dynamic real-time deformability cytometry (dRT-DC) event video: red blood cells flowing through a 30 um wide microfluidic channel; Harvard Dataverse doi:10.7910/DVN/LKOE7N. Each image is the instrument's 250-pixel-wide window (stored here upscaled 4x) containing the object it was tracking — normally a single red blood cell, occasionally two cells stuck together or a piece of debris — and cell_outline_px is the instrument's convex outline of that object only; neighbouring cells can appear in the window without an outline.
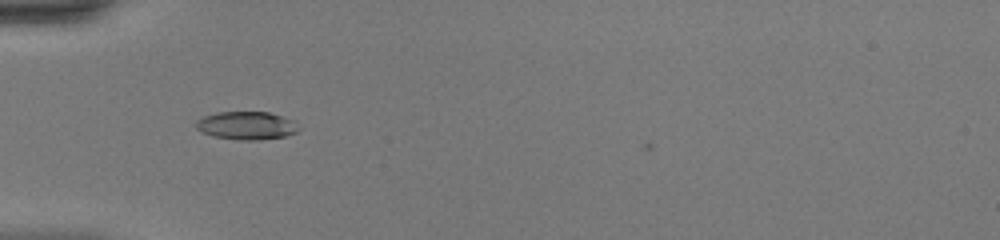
{"species": "common noctule bat (a hibernating species)", "species_latin": "Nyctalus noctula", "temperature_condition": "warm", "stored_images_in_passage": 34, "camera_frame_rate_fps": 3000, "um_per_image_px": 0.085, "animal": {"sex": "female", "body_mass_g": 20.0, "forearm_length_mm": 54.0}, "frame": {"image": 1, "passage_image": 3, "time_ms": 0.667, "image_size_px": [1000, 240], "cell_outline_px": [[300, 128], [296, 132], [284, 136], [260, 140], [236, 140], [212, 136], [196, 128], [196, 120], [204, 116], [216, 112], [268, 112], [296, 120]], "centroid_in_image_um": [20.98, 10.67], "position_along_channel_um": 64.0, "area_um2": 16.94}}
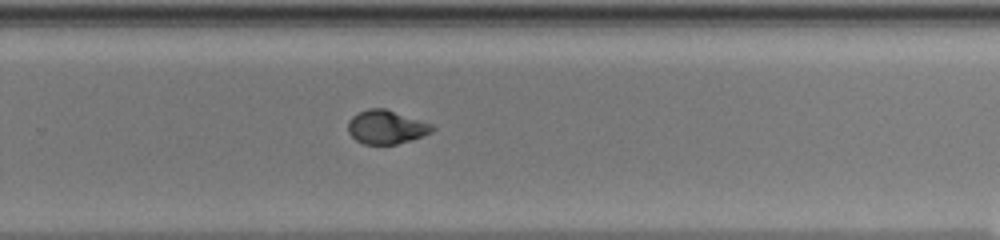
{"frame": {"image": 2, "passage_image": 19, "time_ms": 6.0, "image_size_px": [1000, 240], "cell_outline_px": [[436, 128], [432, 132], [424, 136], [412, 140], [396, 144], [364, 144], [356, 140], [348, 132], [348, 120], [352, 116], [368, 108], [384, 108], [432, 124]], "centroid_in_image_um": [32.84, 10.81], "position_along_channel_um": 297.0, "area_um2": 16.53}}
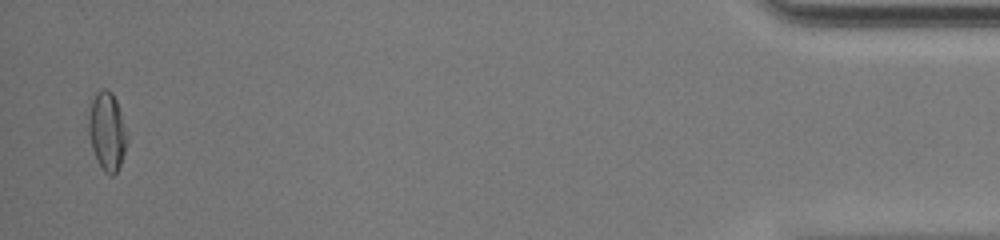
{"frame": {"image": 3, "passage_image": 33, "time_ms": 10.667, "image_size_px": [1000, 240], "cell_outline_px": [[128, 140], [120, 164], [116, 172], [112, 176], [104, 172], [96, 160], [92, 148], [88, 132], [88, 116], [92, 100], [96, 92], [104, 88], [108, 88], [112, 92], [116, 100], [120, 112]], "centroid_in_image_um": [9.08, 11.16], "position_along_channel_um": 426.1, "area_um2": 17.46}, "authors_computed_cell_mechanics": {"area_um2": 16.7909, "velocity_mm_per_s": 4.4513, "shape_relaxation_time_tau1_ms": 7.1319, "shape_relaxation_time_tau2_ms": 0.6641, "deformation_change_tau1": 0.2452, "deformation_change_tau2": 0.042}}